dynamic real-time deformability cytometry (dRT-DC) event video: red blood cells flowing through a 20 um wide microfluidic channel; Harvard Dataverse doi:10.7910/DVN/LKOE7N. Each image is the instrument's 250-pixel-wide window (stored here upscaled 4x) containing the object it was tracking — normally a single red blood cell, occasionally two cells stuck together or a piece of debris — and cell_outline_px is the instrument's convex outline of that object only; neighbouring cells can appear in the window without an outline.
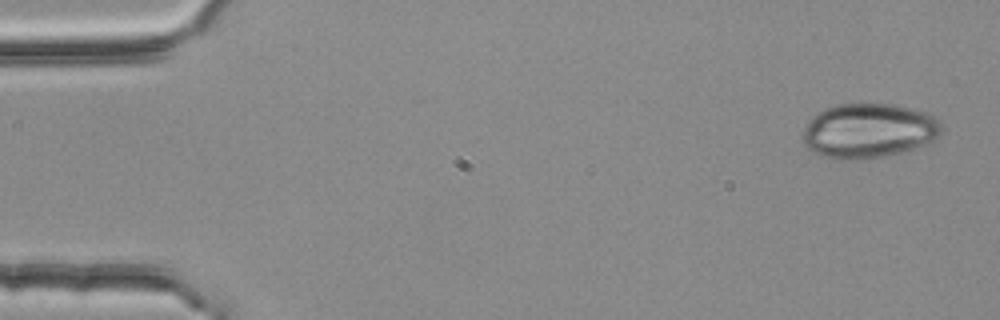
{"species": "common noctule bat (a hibernating species)", "species_latin": "Nyctalus noctula", "temperature_condition": "room temperature", "stored_images_in_passage": 4, "camera_frame_rate_fps": 3000, "um_per_image_px": 0.085, "animal": {"sex": "female", "body_mass_g": 25.1}, "frame": {"image": 1, "passage_image": 1, "time_ms": 0.0, "image_size_px": [1000, 320], "cell_outline_px": [[940, 136], [924, 144], [904, 152], [884, 156], [852, 160], [840, 160], [824, 156], [812, 152], [800, 140], [804, 128], [808, 120], [816, 112], [824, 108], [840, 104], [892, 104], [912, 108], [928, 112], [940, 124]], "centroid_in_image_um": [73.78, 11.11], "position_along_channel_um": 11.2, "area_um2": 44.39}}